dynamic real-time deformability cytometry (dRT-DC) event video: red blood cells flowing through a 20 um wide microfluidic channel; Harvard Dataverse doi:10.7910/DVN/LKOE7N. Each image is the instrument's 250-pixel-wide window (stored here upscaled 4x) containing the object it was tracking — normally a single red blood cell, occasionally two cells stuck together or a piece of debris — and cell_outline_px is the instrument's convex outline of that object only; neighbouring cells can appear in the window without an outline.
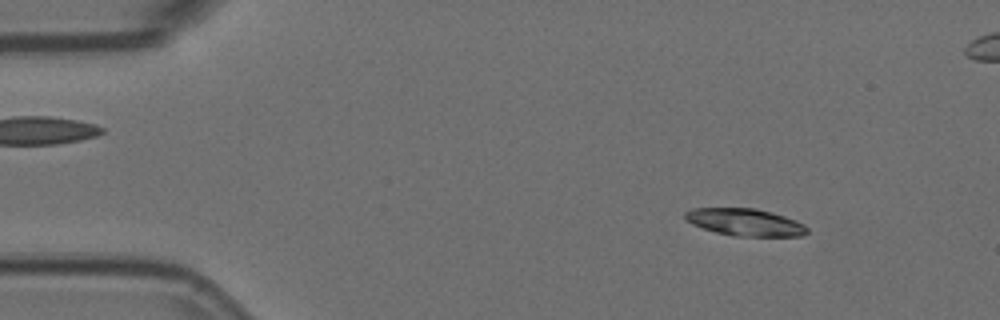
{"species": "Egyptian fruit bat (a non-hibernating species)", "species_latin": "Rousettus aegyptiacus", "temperature_condition": "room temperature", "stored_images_in_passage": 54, "segment_of_instrument_passage": [1, 2], "camera_frame_rate_fps": 3000, "um_per_image_px": 0.085, "animal": {"sex": "female"}, "frame": {"image": 1, "passage_image": 4, "time_ms": 1.0, "image_size_px": [1000, 320], "cell_outline_px": [[808, 232], [804, 236], [736, 236], [716, 232], [692, 224], [684, 220], [684, 212], [692, 208], [756, 208], [772, 212], [796, 220], [804, 224], [808, 228]], "centroid_in_image_um": [63.34, 18.88], "position_along_channel_um": 21.7, "area_um2": 19.48}}
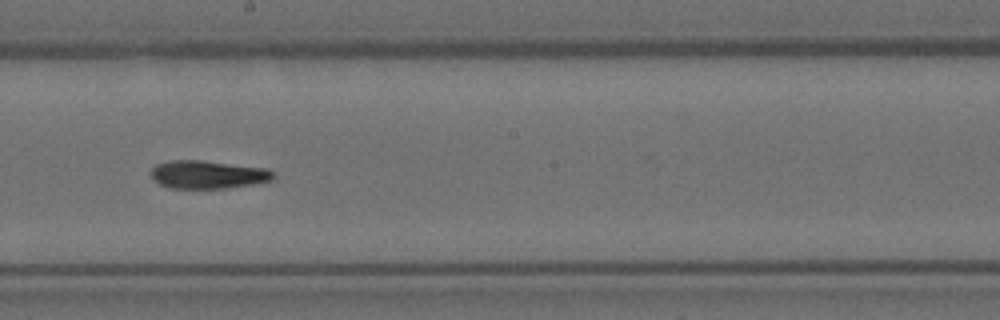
{"frame": {"image": 2, "passage_image": 28, "time_ms": 9.0, "image_size_px": [1000, 320], "cell_outline_px": [[276, 176], [272, 180], [252, 184], [224, 188], [168, 188], [152, 180], [148, 172], [156, 164], [172, 160], [200, 160], [268, 168]], "centroid_in_image_um": [17.62, 14.83], "position_along_channel_um": 230.6, "area_um2": 20.17}}
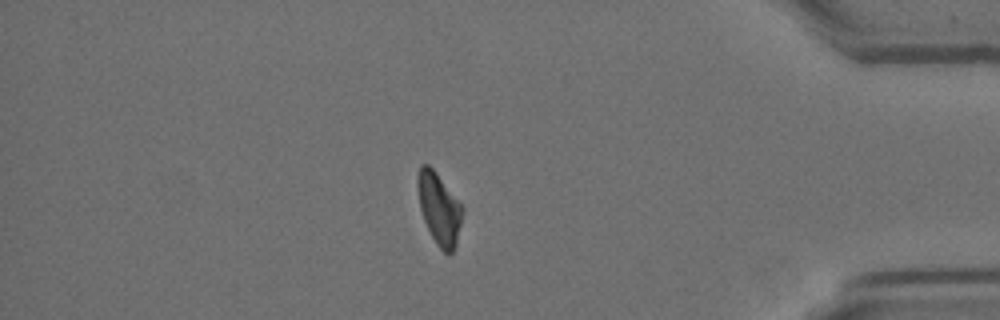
{"frame": {"image": 3, "passage_image": 45, "time_ms": 14.667, "image_size_px": [1000, 320], "cell_outline_px": [[464, 208], [456, 244], [452, 252], [448, 256], [436, 244], [424, 220], [420, 208], [416, 184], [416, 180], [420, 164], [428, 164], [436, 172]], "centroid_in_image_um": [37.31, 17.72], "position_along_channel_um": 397.9, "area_um2": 18.61}}